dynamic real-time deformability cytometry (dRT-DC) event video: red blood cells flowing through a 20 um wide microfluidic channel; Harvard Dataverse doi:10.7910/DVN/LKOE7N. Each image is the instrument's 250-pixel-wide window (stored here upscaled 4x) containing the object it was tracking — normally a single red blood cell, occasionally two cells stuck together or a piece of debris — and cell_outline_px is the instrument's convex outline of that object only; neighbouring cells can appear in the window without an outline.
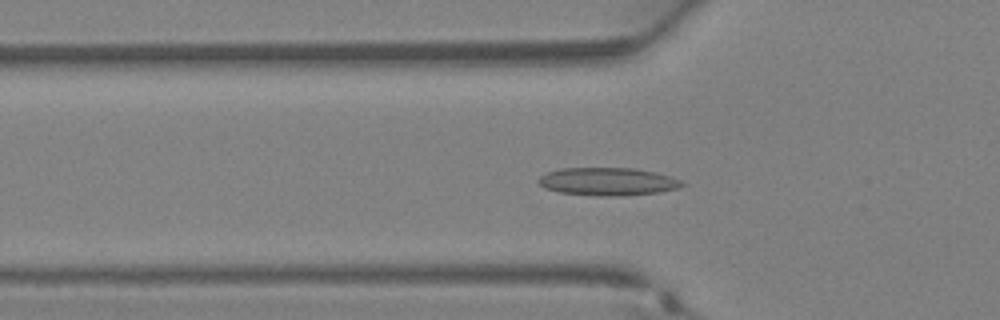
{"species": "Egyptian fruit bat (a non-hibernating species)", "species_latin": "Rousettus aegyptiacus", "temperature_condition": "warm", "stored_images_in_passage": 33, "camera_frame_rate_fps": 3000, "um_per_image_px": 0.085, "animal": {"sex": "female"}, "frame": {"image": 1, "passage_image": 9, "time_ms": 2.667, "image_size_px": [1000, 320], "cell_outline_px": [[688, 184], [680, 188], [656, 192], [624, 196], [600, 196], [560, 192], [544, 188], [540, 184], [540, 176], [544, 172], [560, 168], [636, 168], [656, 172], [672, 176]], "centroid_in_image_um": [51.7, 15.42], "position_along_channel_um": 74.1, "area_um2": 23.52}}
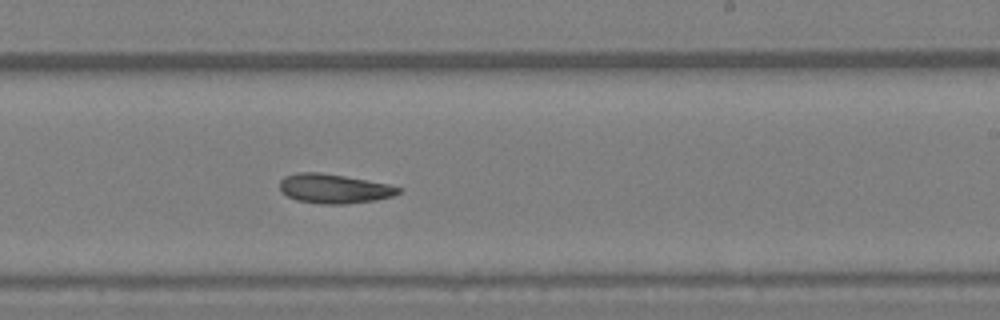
{"frame": {"image": 2, "passage_image": 19, "time_ms": 6.0, "image_size_px": [1000, 320], "cell_outline_px": [[404, 188], [400, 192], [392, 196], [376, 200], [344, 204], [320, 204], [296, 200], [288, 196], [280, 188], [280, 180], [284, 176], [296, 172], [320, 172], [368, 180], [388, 184]], "centroid_in_image_um": [28.4, 16.03], "position_along_channel_um": 260.6, "area_um2": 20.35}}
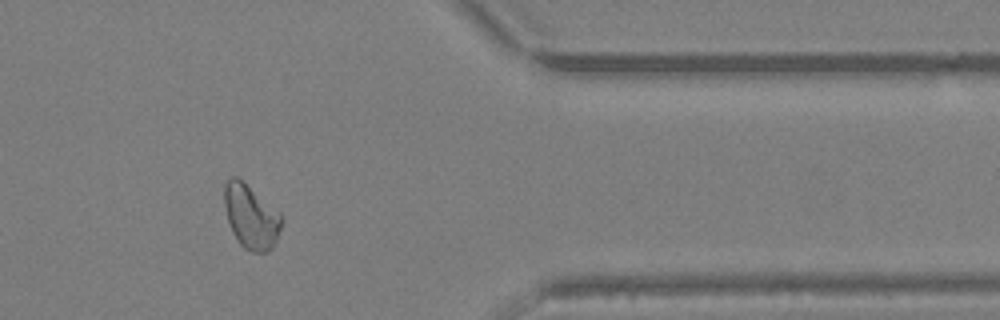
{"frame": {"image": 3, "passage_image": 27, "time_ms": 8.667, "image_size_px": [1000, 320], "cell_outline_px": [[280, 228], [276, 240], [272, 248], [268, 252], [252, 252], [244, 248], [240, 244], [232, 232], [224, 208], [224, 184], [232, 176], [236, 176], [280, 212]], "centroid_in_image_um": [21.3, 18.42], "position_along_channel_um": 390.1, "area_um2": 21.04}}